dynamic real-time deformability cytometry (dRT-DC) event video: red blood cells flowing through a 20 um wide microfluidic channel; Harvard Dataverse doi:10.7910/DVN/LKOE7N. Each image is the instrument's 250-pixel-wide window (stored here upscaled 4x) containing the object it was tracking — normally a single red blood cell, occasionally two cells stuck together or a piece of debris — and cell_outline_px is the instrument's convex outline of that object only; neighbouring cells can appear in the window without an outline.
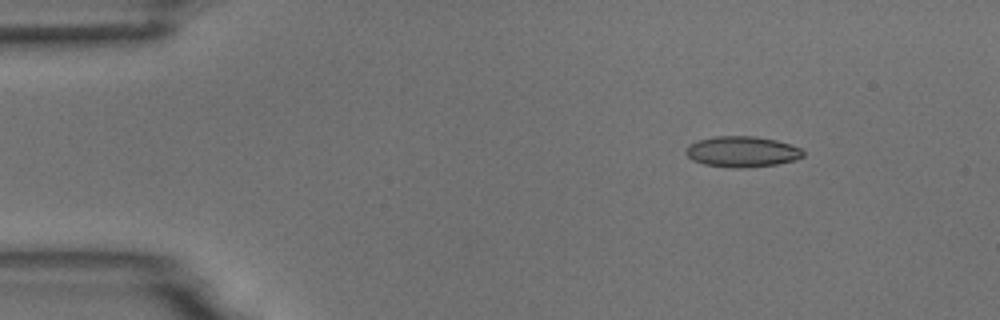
{"species": "common noctule bat (a hibernating species)", "species_latin": "Nyctalus noctula", "temperature_condition": "room temperature", "stored_images_in_passage": 4, "camera_frame_rate_fps": 3000, "um_per_image_px": 0.085, "animal": {"sex": "male", "body_mass_g": 18.8}, "frame": {"image": 1, "passage_image": 2, "time_ms": 1.333, "image_size_px": [1000, 320], "cell_outline_px": [[804, 156], [796, 160], [776, 164], [744, 168], [736, 168], [704, 164], [692, 160], [684, 152], [684, 148], [688, 144], [700, 140], [716, 136], [756, 136], [776, 140], [792, 144], [800, 148], [804, 152]], "centroid_in_image_um": [63.08, 12.89], "position_along_channel_um": 21.9, "area_um2": 21.15}}